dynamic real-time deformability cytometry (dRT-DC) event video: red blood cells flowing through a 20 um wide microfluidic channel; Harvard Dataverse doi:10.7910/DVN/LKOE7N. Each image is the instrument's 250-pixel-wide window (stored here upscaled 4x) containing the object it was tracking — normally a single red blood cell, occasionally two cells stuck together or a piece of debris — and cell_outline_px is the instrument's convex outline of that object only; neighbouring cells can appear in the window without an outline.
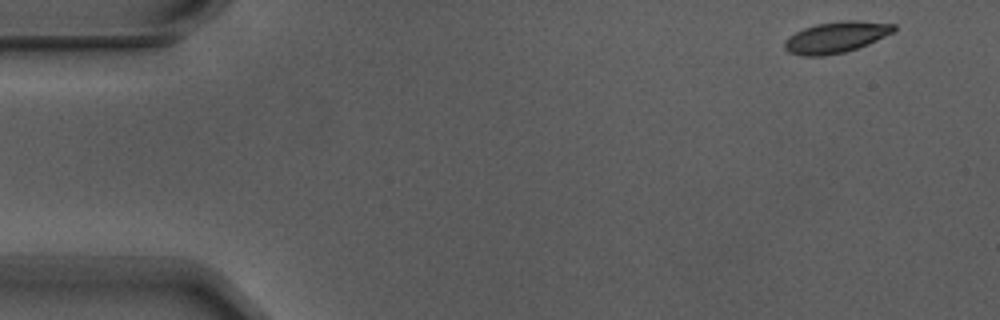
{"species": "Egyptian fruit bat (a non-hibernating species)", "species_latin": "Rousettus aegyptiacus", "temperature_condition": "warm", "stored_images_in_passage": 4, "segment_of_instrument_passage": [1, 2], "camera_frame_rate_fps": 3000, "um_per_image_px": 0.085, "animal": {"sex": "male"}, "frame": {"image": 1, "passage_image": 1, "time_ms": 0.0, "image_size_px": [1000, 320], "cell_outline_px": [[896, 32], [868, 44], [844, 52], [824, 56], [800, 56], [788, 52], [784, 48], [784, 44], [788, 36], [804, 28], [816, 24], [840, 20], [856, 20], [896, 24]], "centroid_in_image_um": [71.08, 3.16], "position_along_channel_um": 13.9, "area_um2": 20.06}}